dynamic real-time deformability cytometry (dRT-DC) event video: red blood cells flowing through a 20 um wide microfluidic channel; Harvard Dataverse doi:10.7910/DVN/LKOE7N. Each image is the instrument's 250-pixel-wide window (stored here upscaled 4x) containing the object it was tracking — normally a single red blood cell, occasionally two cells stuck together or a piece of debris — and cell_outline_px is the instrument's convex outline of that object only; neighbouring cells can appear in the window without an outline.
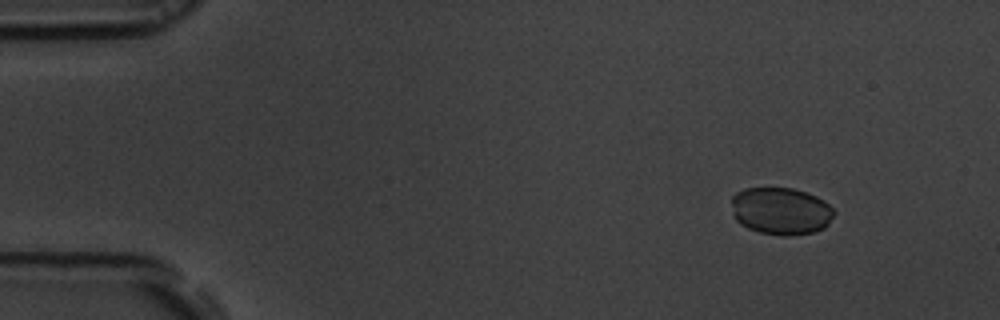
{"species": "common noctule bat (a hibernating species)", "species_latin": "Nyctalus noctula", "temperature_condition": "room temperature", "stored_images_in_passage": 51, "camera_frame_rate_fps": 3000, "um_per_image_px": 0.085, "animal": {"sex": "male", "body_mass_g": 19.5, "forearm_length_mm": 54.6}, "frame": {"image": 1, "passage_image": 2, "time_ms": 0.333, "image_size_px": [1000, 320], "cell_outline_px": [[836, 212], [828, 224], [824, 228], [812, 232], [788, 236], [784, 236], [760, 232], [748, 228], [740, 224], [732, 216], [732, 196], [736, 192], [744, 188], [792, 188], [816, 196], [824, 200]], "centroid_in_image_um": [66.36, 17.93], "position_along_channel_um": 18.6, "area_um2": 28.38}}
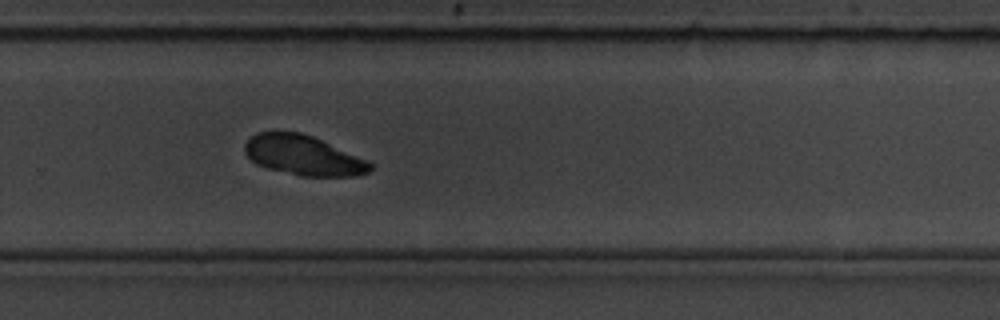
{"frame": {"image": 2, "passage_image": 33, "time_ms": 10.667, "image_size_px": [1000, 320], "cell_outline_px": [[372, 168], [368, 172], [352, 176], [300, 176], [268, 168], [256, 164], [244, 152], [244, 144], [256, 132], [300, 132], [312, 136], [372, 160]], "centroid_in_image_um": [25.83, 13.2], "position_along_channel_um": 304.0, "area_um2": 29.3}}
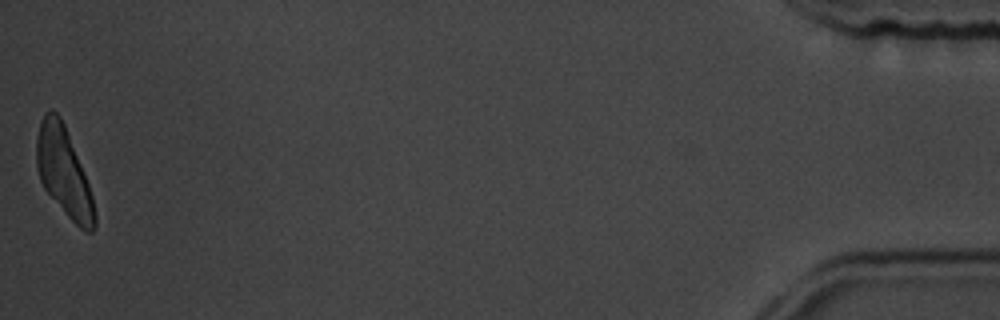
{"frame": {"image": 3, "passage_image": 51, "time_ms": 16.667, "image_size_px": [1000, 320], "cell_outline_px": [[96, 228], [92, 232], [84, 232], [68, 216], [44, 188], [40, 180], [36, 168], [36, 136], [40, 120], [44, 112], [48, 108], [52, 108], [60, 116], [64, 124], [84, 172], [92, 196], [96, 216]], "centroid_in_image_um": [5.4, 14.58], "position_along_channel_um": 429.8, "area_um2": 30.06}}